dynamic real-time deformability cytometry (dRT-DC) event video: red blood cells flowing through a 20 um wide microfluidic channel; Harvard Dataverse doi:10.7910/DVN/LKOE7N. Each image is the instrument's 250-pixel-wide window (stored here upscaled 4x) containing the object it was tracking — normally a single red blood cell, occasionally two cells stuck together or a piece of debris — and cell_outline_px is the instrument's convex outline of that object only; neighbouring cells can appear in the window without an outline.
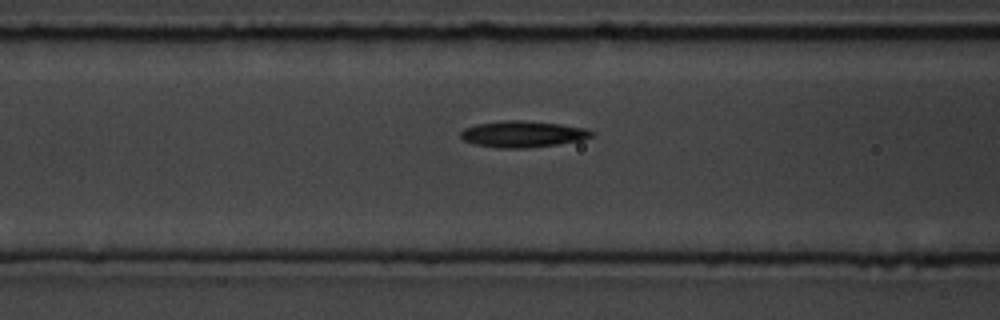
{"species": "common noctule bat (a hibernating species)", "species_latin": "Nyctalus noctula", "temperature_condition": "room temperature", "stored_images_in_passage": 4, "camera_frame_rate_fps": 3000, "um_per_image_px": 0.085, "animal": {"sex": "male", "body_mass_g": 19.5, "forearm_length_mm": 54.6}, "frame": {"image": 1, "passage_image": 3, "time_ms": 3.333, "image_size_px": [1000, 320], "cell_outline_px": [[596, 132], [592, 136], [580, 140], [556, 144], [528, 148], [496, 148], [476, 144], [464, 140], [460, 136], [460, 132], [464, 128], [476, 124], [504, 120], [520, 120], [560, 124], [584, 128]], "centroid_in_image_um": [44.41, 11.39], "position_along_channel_um": 122.2, "area_um2": 20.0}}